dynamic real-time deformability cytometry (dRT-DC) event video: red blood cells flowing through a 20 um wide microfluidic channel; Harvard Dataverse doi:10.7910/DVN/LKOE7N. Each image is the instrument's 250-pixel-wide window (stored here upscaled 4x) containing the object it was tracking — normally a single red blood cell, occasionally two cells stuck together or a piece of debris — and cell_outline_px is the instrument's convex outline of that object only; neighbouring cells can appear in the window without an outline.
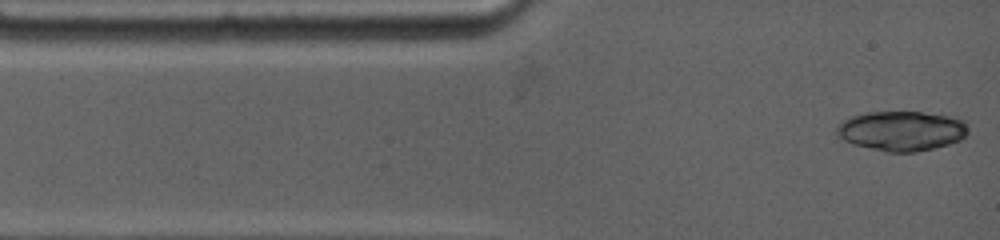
{"species": "common noctule bat (a hibernating species)", "species_latin": "Nyctalus noctula", "temperature_condition": "warm", "stored_images_in_passage": 5, "camera_frame_rate_fps": 4500, "um_per_image_px": 0.085, "animal": {"sex": "female", "body_mass_g": 19.0, "forearm_length_mm": 53.3}, "frame": {"image": 1, "passage_image": 1, "time_ms": 0.0, "image_size_px": [1000, 240], "cell_outline_px": [[968, 132], [960, 140], [948, 144], [916, 152], [888, 152], [852, 144], [836, 136], [836, 128], [844, 120], [852, 116], [868, 112], [920, 112], [948, 116], [968, 120]], "centroid_in_image_um": [76.65, 11.12], "position_along_channel_um": 8.3, "area_um2": 30.46}}